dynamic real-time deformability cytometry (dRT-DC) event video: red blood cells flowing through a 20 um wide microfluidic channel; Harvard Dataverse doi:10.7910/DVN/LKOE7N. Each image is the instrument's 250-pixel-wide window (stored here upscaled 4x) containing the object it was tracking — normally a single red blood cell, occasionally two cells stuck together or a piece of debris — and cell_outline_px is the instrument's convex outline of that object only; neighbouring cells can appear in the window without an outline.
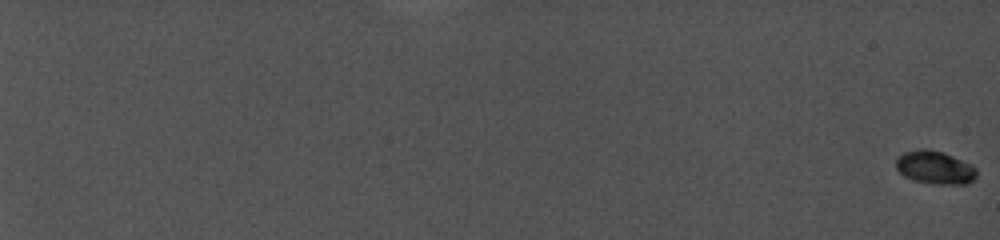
{"species": "common noctule bat (a hibernating species)", "species_latin": "Nyctalus noctula", "temperature_condition": "cold", "stored_images_in_passage": 49, "camera_frame_rate_fps": 5000, "um_per_image_px": 0.085, "animal": {"sex": "female", "body_mass_g": 19.0, "forearm_length_mm": 56.7}, "frame": {"image": 1, "passage_image": 1, "time_ms": 0.0, "image_size_px": [1000, 240], "cell_outline_px": [[976, 176], [968, 184], [936, 184], [912, 180], [904, 176], [896, 168], [896, 160], [904, 152], [940, 152], [952, 156], [972, 164], [976, 168]], "centroid_in_image_um": [79.51, 14.3], "position_along_channel_um": 5.5, "area_um2": 14.91}}
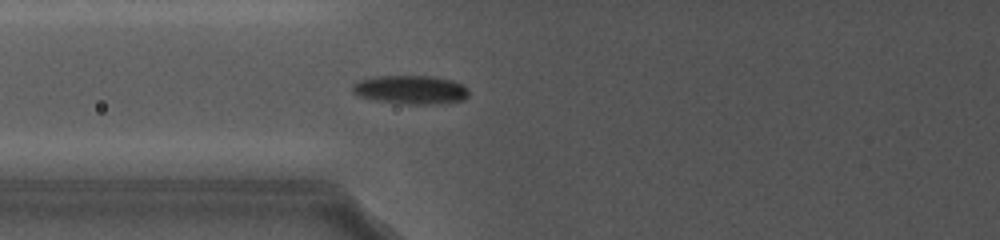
{"frame": {"image": 2, "passage_image": 27, "time_ms": 11.0, "image_size_px": [1000, 240], "cell_outline_px": [[468, 96], [464, 100], [424, 104], [416, 104], [380, 100], [360, 96], [352, 88], [352, 84], [360, 80], [372, 76], [432, 76], [452, 80], [468, 88]], "centroid_in_image_um": [34.93, 7.6], "position_along_channel_um": 90.9, "area_um2": 18.9}}
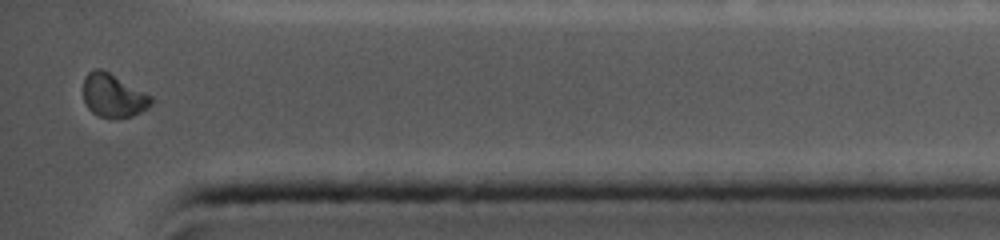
{"frame": {"image": 3, "passage_image": 49, "time_ms": 19.6, "image_size_px": [1000, 240], "cell_outline_px": [[152, 104], [148, 108], [132, 116], [100, 116], [92, 112], [88, 108], [84, 100], [84, 76], [88, 72], [96, 68], [100, 68], [108, 72], [152, 96]], "centroid_in_image_um": [9.62, 8.1], "position_along_channel_um": 425.6, "area_um2": 16.7}, "authors_computed_cell_mechanics": {"area_um2": 16.5308, "velocity_mm_per_s": 3.9086, "shape_relaxation_time_tau1_ms": 4.5646, "shape_relaxation_time_tau2_ms": 2.507, "deformation_change_tau1": 0.1487, "deformation_change_tau2": 0.0446}}